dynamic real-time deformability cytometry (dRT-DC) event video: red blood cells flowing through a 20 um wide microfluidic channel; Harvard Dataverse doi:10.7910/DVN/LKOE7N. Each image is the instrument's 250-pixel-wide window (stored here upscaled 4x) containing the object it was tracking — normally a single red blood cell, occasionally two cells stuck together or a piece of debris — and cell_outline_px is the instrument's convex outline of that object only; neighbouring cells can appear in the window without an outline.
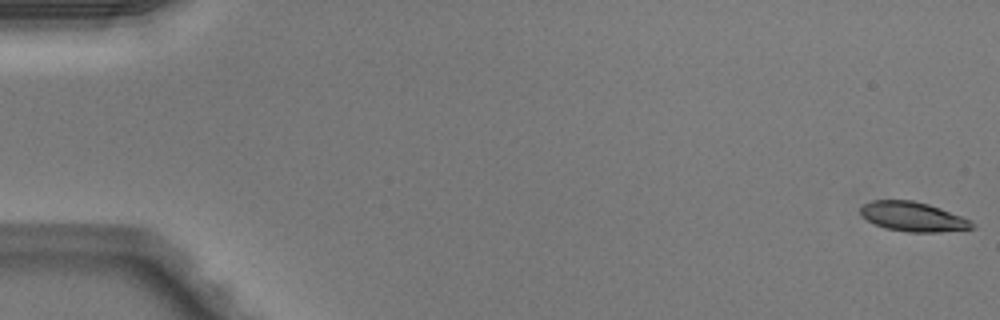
{"species": "Egyptian fruit bat (a non-hibernating species)", "species_latin": "Rousettus aegyptiacus", "temperature_condition": "warm", "stored_images_in_passage": 50, "camera_frame_rate_fps": 3000, "um_per_image_px": 0.085, "animal": {"sex": "male"}, "frame": {"image": 1, "passage_image": 1, "time_ms": 0.0, "image_size_px": [1000, 320], "cell_outline_px": [[976, 228], [940, 232], [908, 232], [884, 228], [868, 220], [860, 212], [860, 208], [864, 204], [872, 200], [912, 200], [928, 204], [940, 208], [960, 216], [968, 220]], "centroid_in_image_um": [77.58, 18.42], "position_along_channel_um": 7.4, "area_um2": 18.9}}
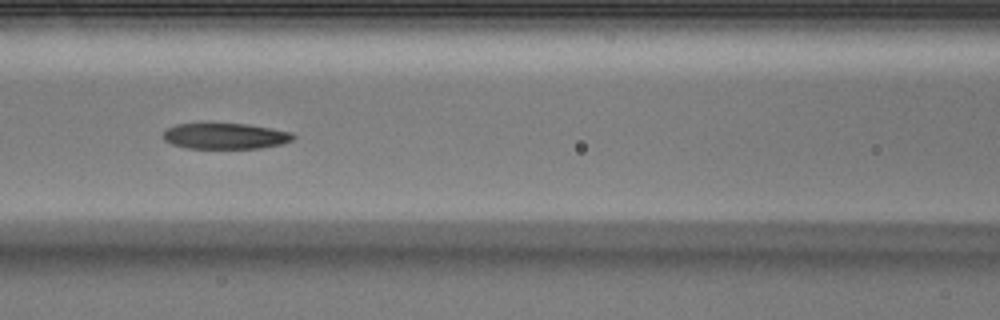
{"frame": {"image": 2, "passage_image": 23, "time_ms": 7.333, "image_size_px": [1000, 320], "cell_outline_px": [[296, 136], [292, 140], [280, 144], [260, 148], [188, 148], [172, 144], [164, 140], [160, 136], [168, 128], [176, 124], [248, 124], [292, 132]], "centroid_in_image_um": [19.13, 11.57], "position_along_channel_um": 147.5, "area_um2": 19.48}}
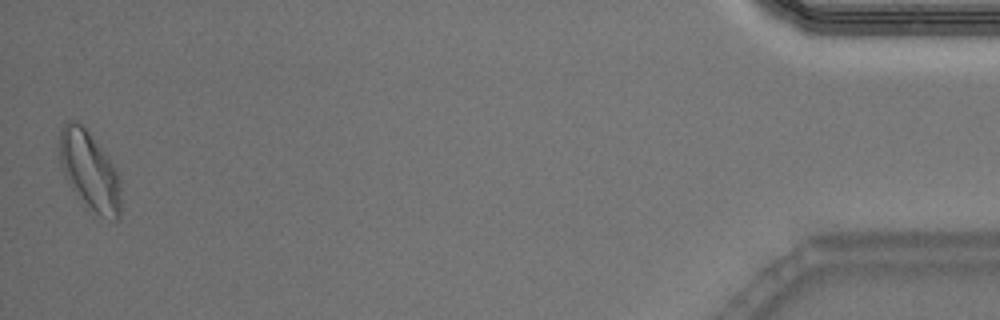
{"frame": {"image": 3, "passage_image": 50, "time_ms": 16.333, "image_size_px": [1000, 320], "cell_outline_px": [[120, 220], [112, 220], [96, 212], [72, 188], [64, 176], [60, 164], [60, 128], [64, 120], [76, 120], [88, 132], [108, 156], [116, 168], [120, 176]], "centroid_in_image_um": [7.62, 14.46], "position_along_channel_um": 427.6, "area_um2": 27.74}, "authors_computed_cell_mechanics": {"area_um2": 20.5768, "velocity_mm_per_s": 4.0774, "shape_relaxation_time_tau1_ms": null, "shape_relaxation_time_tau2_ms": 10.4865, "deformation_change_tau1": null, "deformation_change_tau2": 0.1778}}